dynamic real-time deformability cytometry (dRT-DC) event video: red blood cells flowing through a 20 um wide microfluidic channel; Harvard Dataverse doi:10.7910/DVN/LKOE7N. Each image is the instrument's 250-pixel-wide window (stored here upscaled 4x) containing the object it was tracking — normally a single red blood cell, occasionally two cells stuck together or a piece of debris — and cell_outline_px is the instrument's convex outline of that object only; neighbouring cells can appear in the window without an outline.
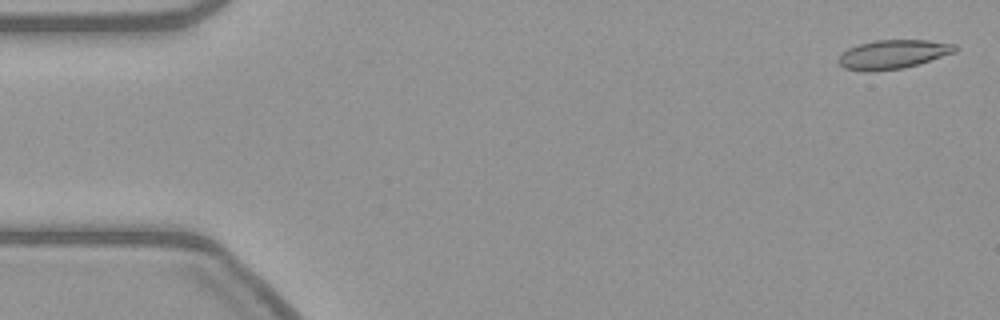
{"species": "common noctule bat (a hibernating species)", "species_latin": "Nyctalus noctula", "temperature_condition": "warm", "stored_images_in_passage": 55, "camera_frame_rate_fps": 3000, "um_per_image_px": 0.085, "animal": {"sex": "female", "body_mass_g": 21.9}, "frame": {"image": 1, "passage_image": 2, "time_ms": 0.333, "image_size_px": [1000, 320], "cell_outline_px": [[956, 52], [904, 68], [844, 68], [836, 60], [848, 48], [860, 44], [876, 40], [928, 40], [956, 44]], "centroid_in_image_um": [75.98, 4.56], "position_along_channel_um": 9.0, "area_um2": 18.67}}
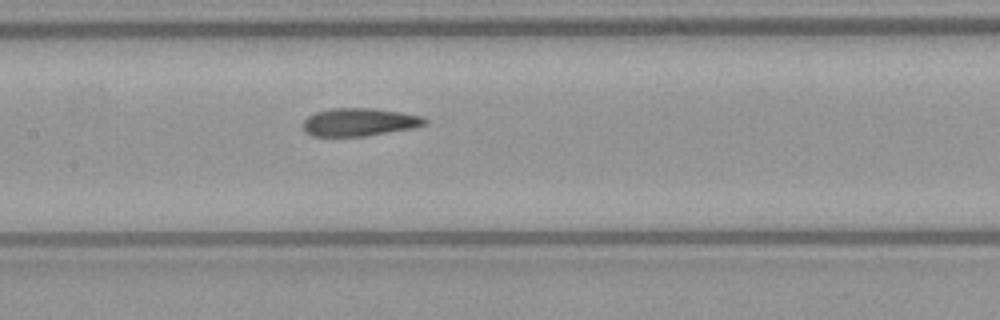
{"frame": {"image": 2, "passage_image": 26, "time_ms": 8.333, "image_size_px": [1000, 320], "cell_outline_px": [[428, 120], [424, 124], [416, 128], [364, 136], [312, 136], [304, 132], [304, 120], [308, 116], [316, 112], [332, 108], [372, 108], [400, 112], [424, 116]], "centroid_in_image_um": [30.56, 10.38], "position_along_channel_um": 176.8, "area_um2": 19.88}}
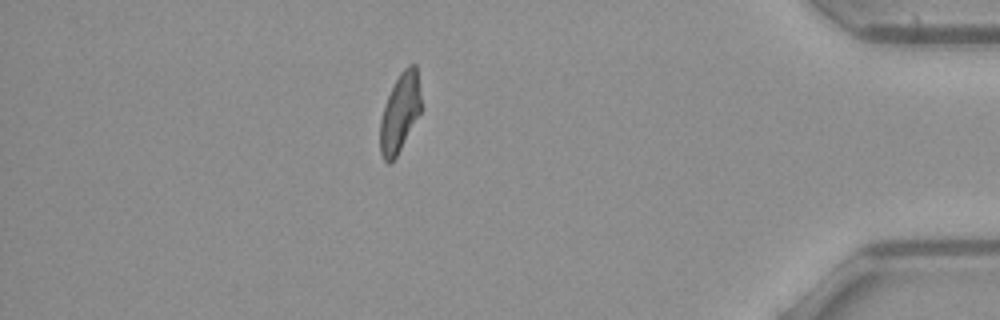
{"frame": {"image": 3, "passage_image": 48, "time_ms": 15.667, "image_size_px": [1000, 320], "cell_outline_px": [[420, 112], [396, 156], [388, 164], [384, 160], [380, 152], [380, 120], [388, 96], [400, 72], [408, 64], [416, 64], [420, 96]], "centroid_in_image_um": [33.97, 9.57], "position_along_channel_um": 401.2, "area_um2": 18.21}}